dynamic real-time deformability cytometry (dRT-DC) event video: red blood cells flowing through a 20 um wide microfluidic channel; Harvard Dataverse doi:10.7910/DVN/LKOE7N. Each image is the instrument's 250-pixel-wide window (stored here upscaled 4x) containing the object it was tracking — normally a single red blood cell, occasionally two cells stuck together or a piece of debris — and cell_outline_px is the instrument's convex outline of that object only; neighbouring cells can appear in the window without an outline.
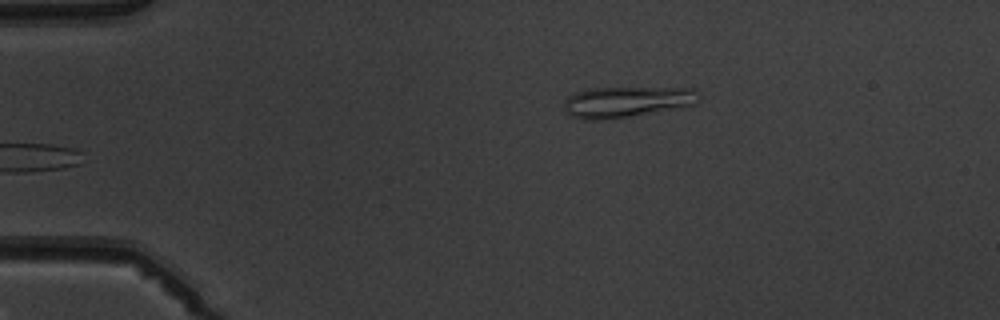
{"species": "common noctule bat (a hibernating species)", "species_latin": "Nyctalus noctula", "temperature_condition": "warm", "stored_images_in_passage": 5, "segment_of_instrument_passage": [2, 2], "camera_frame_rate_fps": 3000, "um_per_image_px": 0.085, "animal": {"sex": "male", "body_mass_g": 19.5, "forearm_length_mm": 54.6}, "frame": {"image": 1, "passage_image": 5, "time_ms": 4.333, "image_size_px": [1000, 320], "cell_outline_px": [[700, 104], [688, 108], [604, 120], [580, 120], [568, 116], [564, 112], [564, 100], [568, 96], [576, 92], [588, 88], [696, 88], [700, 96]], "centroid_in_image_um": [53.34, 8.68], "position_along_channel_um": 31.7, "area_um2": 25.32}}